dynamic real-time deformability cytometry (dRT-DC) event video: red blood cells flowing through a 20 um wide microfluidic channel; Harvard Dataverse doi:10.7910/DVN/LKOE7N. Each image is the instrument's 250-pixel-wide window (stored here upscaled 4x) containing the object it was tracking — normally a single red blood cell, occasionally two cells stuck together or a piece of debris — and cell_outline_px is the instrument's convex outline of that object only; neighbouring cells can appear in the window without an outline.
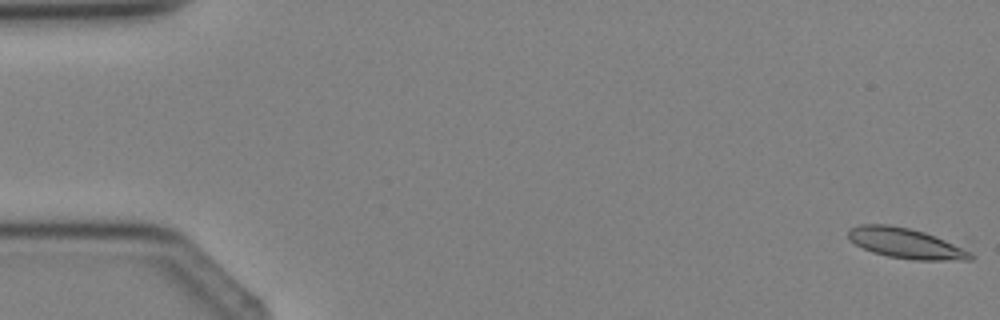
{"species": "Egyptian fruit bat (a non-hibernating species)", "species_latin": "Rousettus aegyptiacus", "temperature_condition": "cold", "stored_images_in_passage": 3, "camera_frame_rate_fps": 3000, "um_per_image_px": 0.085, "animal": {"sex": "female"}, "frame": {"image": 1, "passage_image": 1, "time_ms": 0.0, "image_size_px": [1000, 320], "cell_outline_px": [[976, 256], [972, 260], [916, 260], [888, 256], [872, 252], [848, 240], [848, 232], [852, 228], [860, 224], [888, 224], [908, 228], [924, 232], [936, 236], [972, 252]], "centroid_in_image_um": [77.01, 20.68], "position_along_channel_um": 8.0, "area_um2": 21.5}}